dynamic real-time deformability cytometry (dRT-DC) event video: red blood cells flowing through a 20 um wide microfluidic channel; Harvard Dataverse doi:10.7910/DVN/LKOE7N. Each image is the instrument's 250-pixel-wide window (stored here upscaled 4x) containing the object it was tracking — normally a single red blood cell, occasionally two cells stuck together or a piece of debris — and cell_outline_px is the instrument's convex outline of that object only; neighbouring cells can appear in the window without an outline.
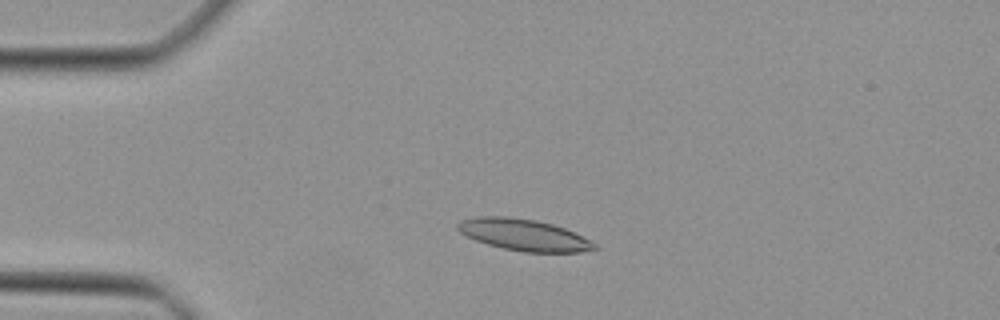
{"species": "Egyptian fruit bat (a non-hibernating species)", "species_latin": "Rousettus aegyptiacus", "temperature_condition": "cold", "stored_images_in_passage": 46, "camera_frame_rate_fps": 3000, "um_per_image_px": 0.085, "animal": {"sex": "female"}, "frame": {"image": 1, "passage_image": 10, "time_ms": 3.0, "image_size_px": [1000, 320], "cell_outline_px": [[596, 248], [580, 252], [524, 252], [504, 248], [488, 244], [476, 240], [460, 232], [456, 228], [456, 224], [460, 220], [480, 216], [508, 216], [536, 220], [552, 224], [564, 228], [596, 244]], "centroid_in_image_um": [44.47, 19.95], "position_along_channel_um": 40.5, "area_um2": 24.8}}
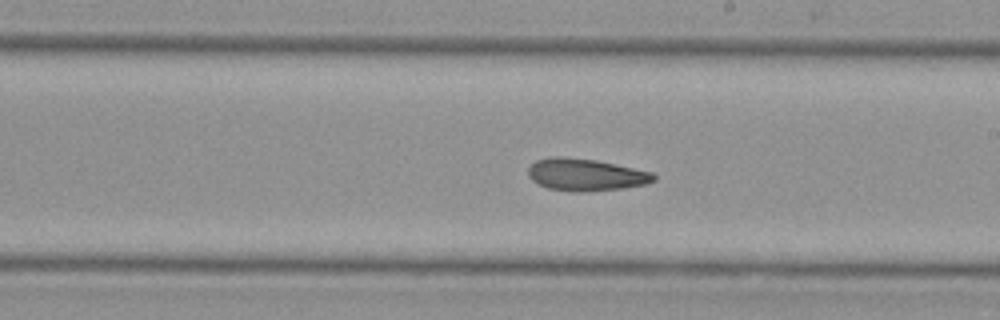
{"frame": {"image": 2, "passage_image": 26, "time_ms": 8.333, "image_size_px": [1000, 320], "cell_outline_px": [[656, 180], [648, 184], [624, 188], [584, 192], [572, 192], [548, 188], [532, 180], [528, 176], [528, 168], [536, 160], [552, 156], [560, 156], [596, 160], [652, 172], [656, 176]], "centroid_in_image_um": [49.79, 14.86], "position_along_channel_um": 239.2, "area_um2": 23.64}}
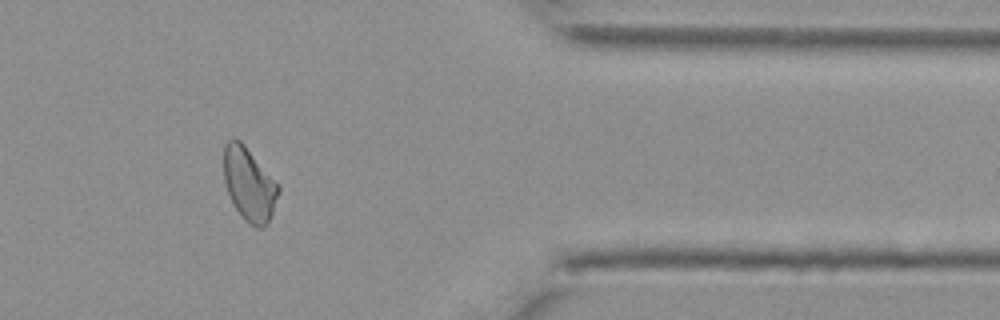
{"frame": {"image": 3, "passage_image": 38, "time_ms": 12.333, "image_size_px": [1000, 320], "cell_outline_px": [[280, 192], [268, 224], [264, 228], [256, 228], [248, 224], [244, 220], [236, 208], [228, 192], [224, 180], [224, 144], [232, 136], [240, 140], [244, 144], [280, 184]], "centroid_in_image_um": [21.2, 15.66], "position_along_channel_um": 390.2, "area_um2": 23.7}}